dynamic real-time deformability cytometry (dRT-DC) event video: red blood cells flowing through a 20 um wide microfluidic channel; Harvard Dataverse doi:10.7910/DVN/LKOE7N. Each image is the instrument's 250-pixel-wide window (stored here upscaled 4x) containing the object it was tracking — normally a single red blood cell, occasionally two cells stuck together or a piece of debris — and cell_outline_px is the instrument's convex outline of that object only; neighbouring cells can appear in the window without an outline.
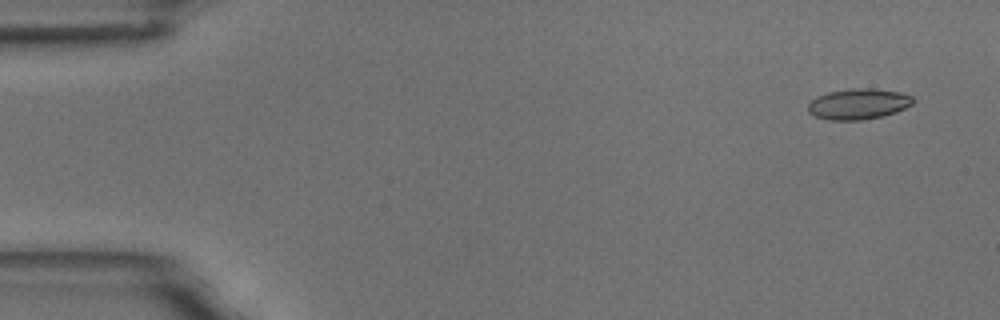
{"species": "common noctule bat (a hibernating species)", "species_latin": "Nyctalus noctula", "temperature_condition": "room temperature", "stored_images_in_passage": 4, "camera_frame_rate_fps": 3000, "um_per_image_px": 0.085, "animal": {"sex": "male", "body_mass_g": 18.8}, "frame": {"image": 1, "passage_image": 1, "time_ms": 0.0, "image_size_px": [1000, 320], "cell_outline_px": [[916, 100], [912, 104], [896, 112], [884, 116], [860, 120], [828, 120], [816, 116], [808, 112], [808, 104], [816, 96], [828, 92], [852, 88], [872, 88], [900, 92], [912, 96]], "centroid_in_image_um": [72.97, 8.83], "position_along_channel_um": 12.0, "area_um2": 18.9}}
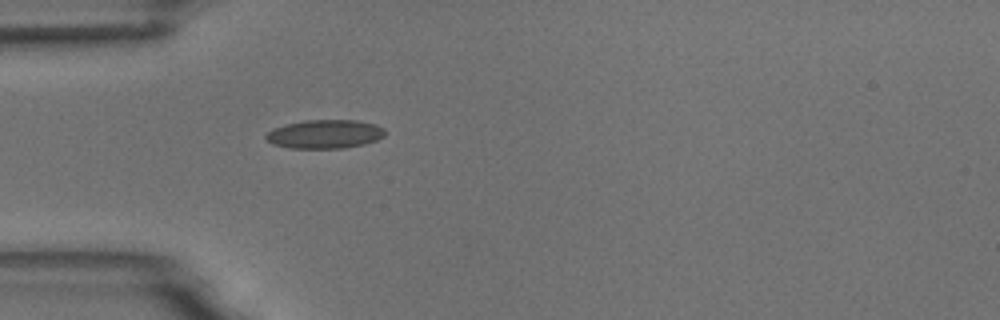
{"frame": {"image": 2, "passage_image": 4, "time_ms": 4.333, "image_size_px": [1000, 320], "cell_outline_px": [[384, 136], [376, 140], [364, 144], [344, 148], [288, 148], [272, 144], [264, 136], [272, 128], [304, 120], [356, 120], [376, 124], [384, 128]], "centroid_in_image_um": [27.61, 11.4], "position_along_channel_um": 57.4, "area_um2": 19.94}}